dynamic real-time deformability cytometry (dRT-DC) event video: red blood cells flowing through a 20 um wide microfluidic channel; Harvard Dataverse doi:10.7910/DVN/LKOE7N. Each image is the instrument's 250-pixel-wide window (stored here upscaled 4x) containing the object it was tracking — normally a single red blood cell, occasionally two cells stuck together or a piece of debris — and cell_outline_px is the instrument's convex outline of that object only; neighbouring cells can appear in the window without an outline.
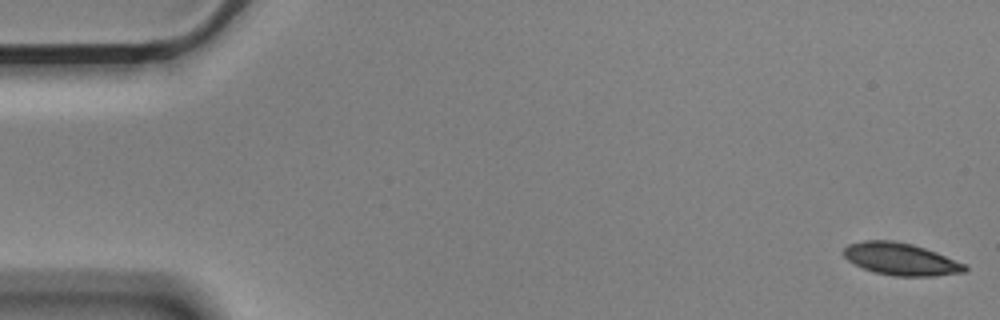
{"species": "Egyptian fruit bat (a non-hibernating species)", "species_latin": "Rousettus aegyptiacus", "temperature_condition": "cold", "stored_images_in_passage": 56, "camera_frame_rate_fps": 3000, "um_per_image_px": 0.085, "animal": {"sex": "male"}, "frame": {"image": 1, "passage_image": 1, "time_ms": 0.0, "image_size_px": [1000, 320], "cell_outline_px": [[968, 268], [964, 272], [932, 276], [896, 276], [876, 272], [864, 268], [848, 260], [844, 256], [844, 248], [848, 244], [864, 240], [892, 240], [912, 244], [936, 252], [964, 264]], "centroid_in_image_um": [76.55, 22.01], "position_along_channel_um": 8.4, "area_um2": 22.43}}
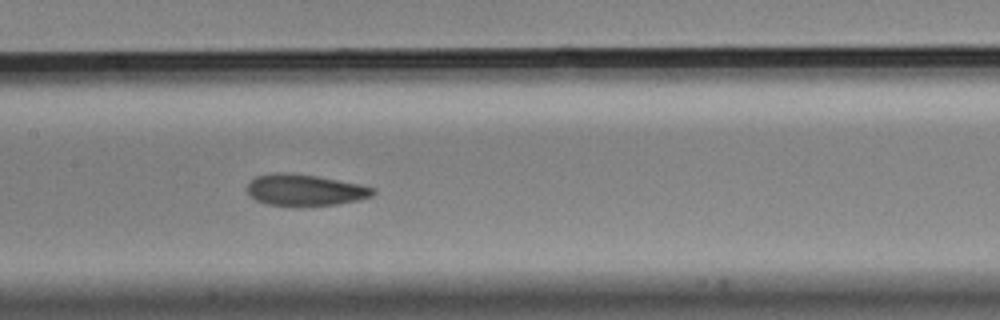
{"frame": {"image": 2, "passage_image": 27, "time_ms": 8.667, "image_size_px": [1000, 320], "cell_outline_px": [[376, 192], [372, 196], [360, 200], [336, 204], [264, 204], [256, 200], [244, 188], [256, 176], [272, 172], [284, 172], [316, 176], [360, 184], [376, 188]], "centroid_in_image_um": [25.93, 16.12], "position_along_channel_um": 181.5, "area_um2": 22.66}}
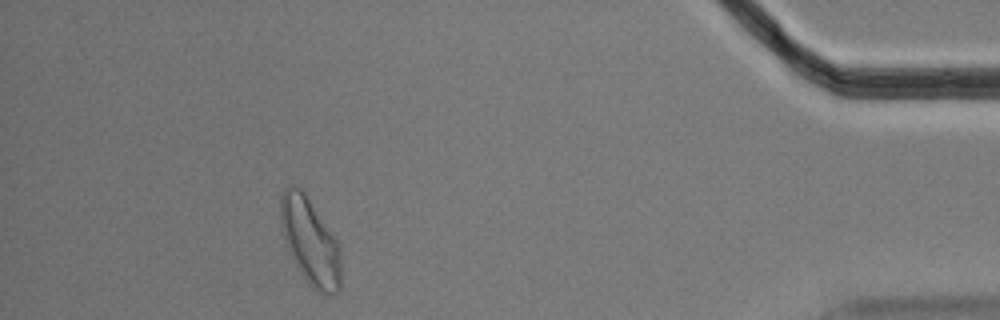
{"frame": {"image": 3, "passage_image": 51, "time_ms": 16.667, "image_size_px": [1000, 320], "cell_outline_px": [[340, 292], [332, 296], [328, 296], [316, 292], [308, 284], [296, 268], [284, 244], [280, 224], [280, 196], [284, 188], [288, 184], [300, 188], [304, 192], [340, 244]], "centroid_in_image_um": [26.34, 20.57], "position_along_channel_um": 408.9, "area_um2": 31.33}, "authors_computed_cell_mechanics": {"area_um2": 23.4668, "velocity_mm_per_s": 3.5293, "shape_relaxation_time_tau1_ms": 6.2312, "shape_relaxation_time_tau2_ms": 2.3074, "deformation_change_tau1": 0.1347, "deformation_change_tau2": 0.083}}